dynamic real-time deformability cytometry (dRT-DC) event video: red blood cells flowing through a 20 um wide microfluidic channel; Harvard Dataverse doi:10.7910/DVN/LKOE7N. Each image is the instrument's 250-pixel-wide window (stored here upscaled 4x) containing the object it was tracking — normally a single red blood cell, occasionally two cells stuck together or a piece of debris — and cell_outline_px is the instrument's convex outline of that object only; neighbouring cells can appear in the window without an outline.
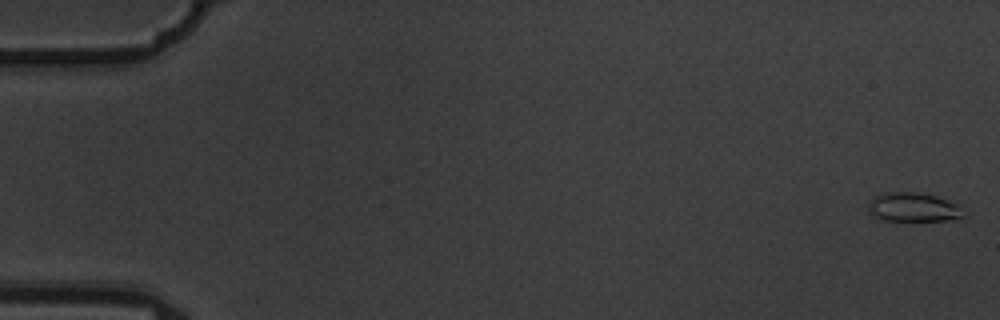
{"species": "common noctule bat (a hibernating species)", "species_latin": "Nyctalus noctula", "temperature_condition": "warm", "stored_images_in_passage": 9, "camera_frame_rate_fps": 3000, "um_per_image_px": 0.085, "animal": {"sex": "male", "body_mass_g": 19.5, "forearm_length_mm": 54.6}, "frame": {"image": 1, "passage_image": 1, "time_ms": 0.0, "image_size_px": [1000, 320], "cell_outline_px": [[968, 216], [944, 220], [884, 220], [872, 216], [868, 212], [868, 204], [872, 196], [888, 192], [916, 192], [936, 196], [960, 204]], "centroid_in_image_um": [77.64, 17.61], "position_along_channel_um": 7.4, "area_um2": 16.36}}
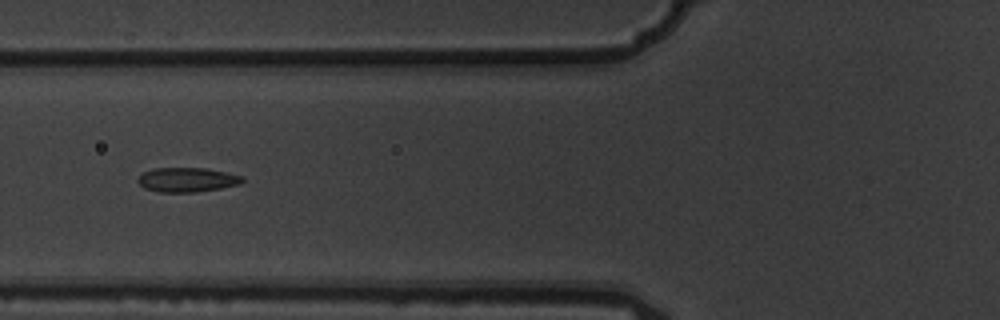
{"frame": {"image": 2, "passage_image": 7, "time_ms": 2.0, "image_size_px": [1000, 320], "cell_outline_px": [[244, 180], [240, 184], [220, 188], [196, 192], [160, 192], [144, 188], [136, 180], [144, 172], [152, 168], [204, 168], [244, 176]], "centroid_in_image_um": [15.9, 15.28], "position_along_channel_um": 109.9, "area_um2": 14.8}}
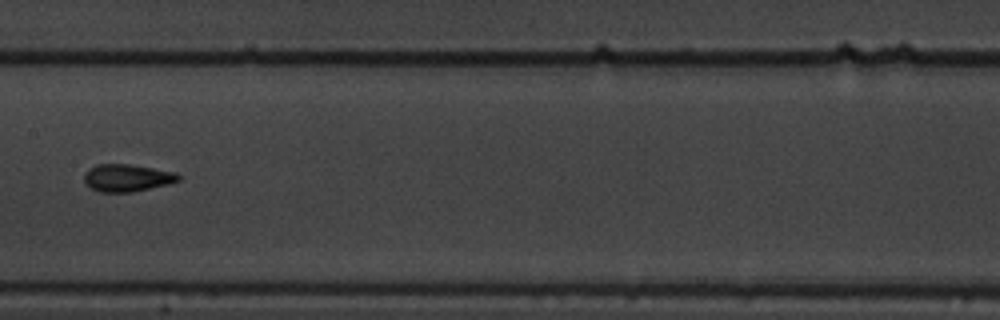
{"frame": {"image": 3, "passage_image": 9, "time_ms": 2.667, "image_size_px": [1000, 320], "cell_outline_px": [[180, 180], [168, 184], [132, 192], [100, 192], [92, 188], [84, 180], [84, 172], [88, 168], [96, 164], [128, 164], [176, 172], [180, 176]], "centroid_in_image_um": [10.79, 15.11], "position_along_channel_um": 196.6, "area_um2": 14.97}}